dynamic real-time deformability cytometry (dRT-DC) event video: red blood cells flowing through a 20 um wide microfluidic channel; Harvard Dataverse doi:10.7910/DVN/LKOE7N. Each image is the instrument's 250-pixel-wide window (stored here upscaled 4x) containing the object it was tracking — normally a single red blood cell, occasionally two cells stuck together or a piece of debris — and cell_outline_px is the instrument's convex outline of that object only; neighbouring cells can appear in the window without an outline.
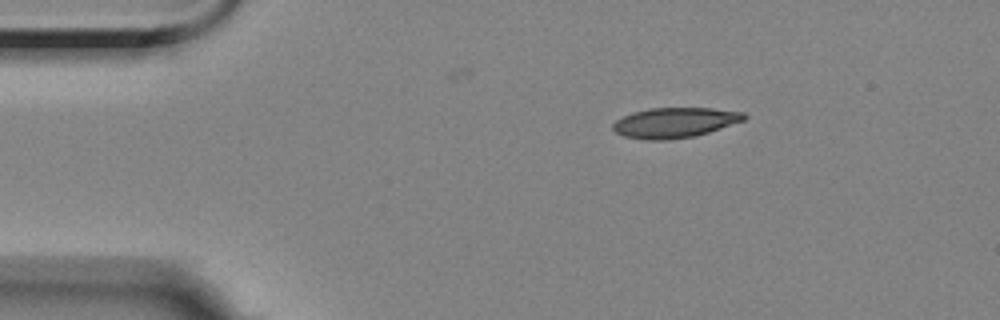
{"species": "Egyptian fruit bat (a non-hibernating species)", "species_latin": "Rousettus aegyptiacus", "temperature_condition": "room temperature", "stored_images_in_passage": 37, "camera_frame_rate_fps": 3000, "um_per_image_px": 0.085, "animal": {"sex": "female"}, "frame": {"image": 1, "passage_image": 1, "time_ms": 0.0, "image_size_px": [1000, 320], "cell_outline_px": [[748, 116], [744, 120], [696, 136], [668, 140], [644, 140], [624, 136], [616, 132], [612, 128], [612, 124], [616, 120], [632, 112], [648, 108], [712, 108], [744, 112]], "centroid_in_image_um": [57.34, 10.42], "position_along_channel_um": 27.7, "area_um2": 23.12}}
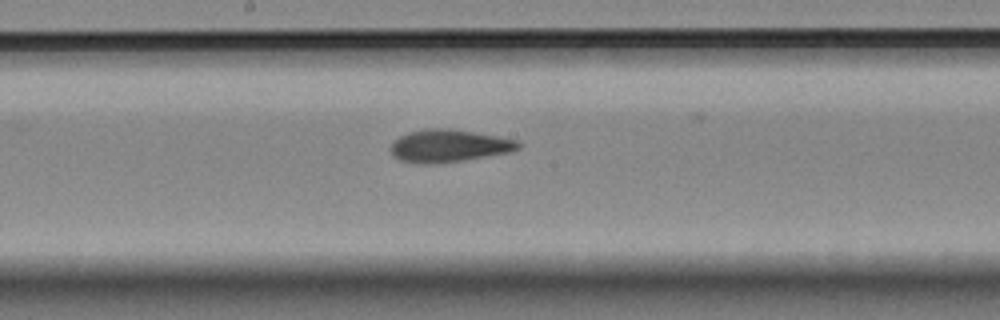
{"frame": {"image": 2, "passage_image": 21, "time_ms": 6.667, "image_size_px": [1000, 320], "cell_outline_px": [[520, 148], [512, 152], [464, 160], [432, 164], [420, 164], [400, 160], [392, 156], [388, 148], [400, 136], [408, 132], [424, 128], [448, 128], [520, 140]], "centroid_in_image_um": [38.14, 12.4], "position_along_channel_um": 210.1, "area_um2": 24.39}}
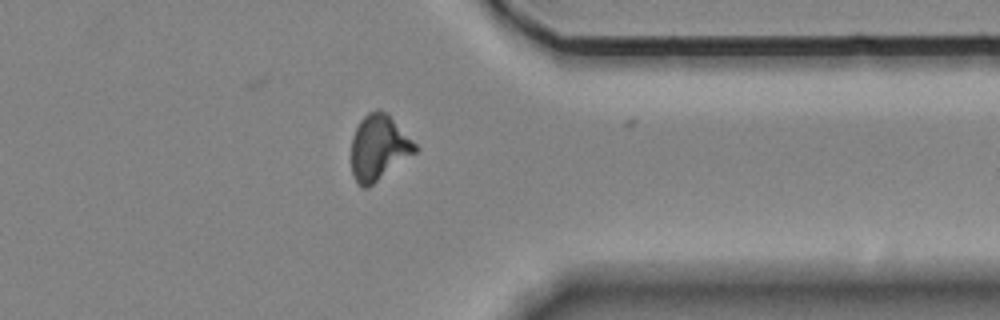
{"frame": {"image": 3, "passage_image": 36, "time_ms": 11.667, "image_size_px": [1000, 320], "cell_outline_px": [[420, 148], [416, 152], [368, 188], [364, 188], [356, 180], [352, 172], [352, 136], [360, 120], [368, 112], [376, 108], [380, 108]], "centroid_in_image_um": [32.18, 12.55], "position_along_channel_um": 379.2, "area_um2": 23.87}, "authors_computed_cell_mechanics": {"area_um2": 23.9292, "velocity_mm_per_s": 3.5296, "shape_relaxation_time_tau1_ms": null, "shape_relaxation_time_tau2_ms": 2.3224, "deformation_change_tau1": null, "deformation_change_tau2": 0.0951}}